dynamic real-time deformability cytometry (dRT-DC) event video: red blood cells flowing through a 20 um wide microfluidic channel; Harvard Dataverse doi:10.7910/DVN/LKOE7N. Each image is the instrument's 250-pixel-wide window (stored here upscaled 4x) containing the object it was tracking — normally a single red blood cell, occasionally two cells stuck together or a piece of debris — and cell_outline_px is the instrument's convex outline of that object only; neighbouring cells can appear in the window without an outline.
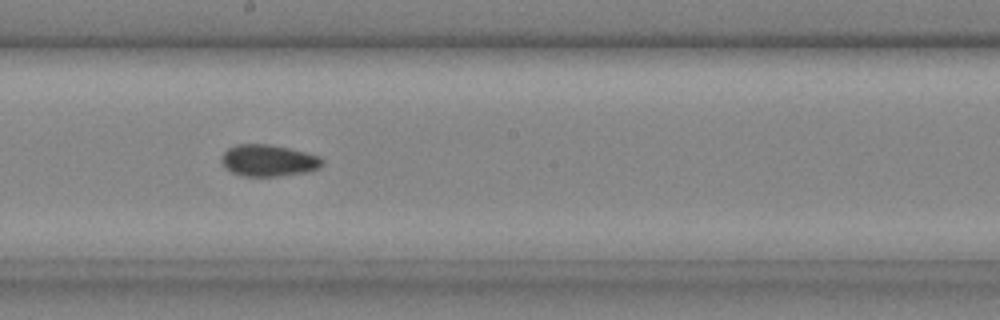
{"species": "common noctule bat (a hibernating species)", "species_latin": "Nyctalus noctula", "temperature_condition": "cold", "stored_images_in_passage": 21, "camera_frame_rate_fps": 3000, "um_per_image_px": 0.085, "animal": {"sex": "male", "body_mass_g": 20.4}, "frame": {"image": 1, "passage_image": 10, "time_ms": 3.0, "image_size_px": [1000, 320], "cell_outline_px": [[324, 164], [320, 168], [308, 172], [276, 176], [240, 176], [232, 172], [220, 160], [224, 152], [228, 148], [236, 144], [268, 144], [288, 148], [320, 156], [324, 160]], "centroid_in_image_um": [22.85, 13.64], "position_along_channel_um": 225.4, "area_um2": 18.61}}
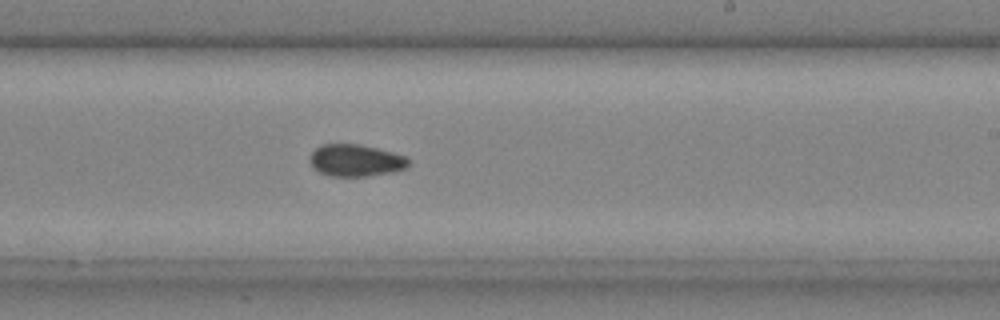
{"frame": {"image": 2, "passage_image": 12, "time_ms": 3.667, "image_size_px": [1000, 320], "cell_outline_px": [[408, 164], [404, 168], [392, 172], [364, 176], [332, 176], [320, 172], [312, 168], [308, 160], [312, 152], [320, 144], [360, 144], [392, 152], [404, 156], [408, 160]], "centroid_in_image_um": [30.16, 13.63], "position_along_channel_um": 258.8, "area_um2": 18.26}}